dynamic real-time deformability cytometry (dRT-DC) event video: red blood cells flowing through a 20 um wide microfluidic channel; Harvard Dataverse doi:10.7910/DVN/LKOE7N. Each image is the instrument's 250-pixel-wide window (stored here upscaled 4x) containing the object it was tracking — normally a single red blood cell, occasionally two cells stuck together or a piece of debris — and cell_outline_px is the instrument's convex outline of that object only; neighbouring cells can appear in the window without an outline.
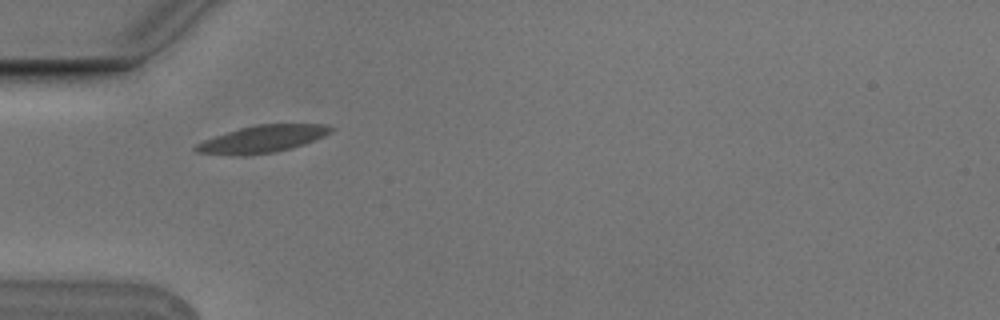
{"species": "Egyptian fruit bat (a non-hibernating species)", "species_latin": "Rousettus aegyptiacus", "temperature_condition": "cold", "stored_images_in_passage": 1, "camera_frame_rate_fps": 3000, "um_per_image_px": 0.085, "animal": {"sex": "male"}, "frame": {"image": 1, "passage_image": 1, "time_ms": 0.0, "image_size_px": [1000, 320], "cell_outline_px": [[336, 128], [332, 132], [324, 136], [304, 144], [292, 148], [272, 152], [196, 152], [192, 148], [196, 144], [204, 140], [240, 128], [256, 124], [328, 124]], "centroid_in_image_um": [22.47, 11.74], "position_along_channel_um": 62.5, "area_um2": 20.23}}